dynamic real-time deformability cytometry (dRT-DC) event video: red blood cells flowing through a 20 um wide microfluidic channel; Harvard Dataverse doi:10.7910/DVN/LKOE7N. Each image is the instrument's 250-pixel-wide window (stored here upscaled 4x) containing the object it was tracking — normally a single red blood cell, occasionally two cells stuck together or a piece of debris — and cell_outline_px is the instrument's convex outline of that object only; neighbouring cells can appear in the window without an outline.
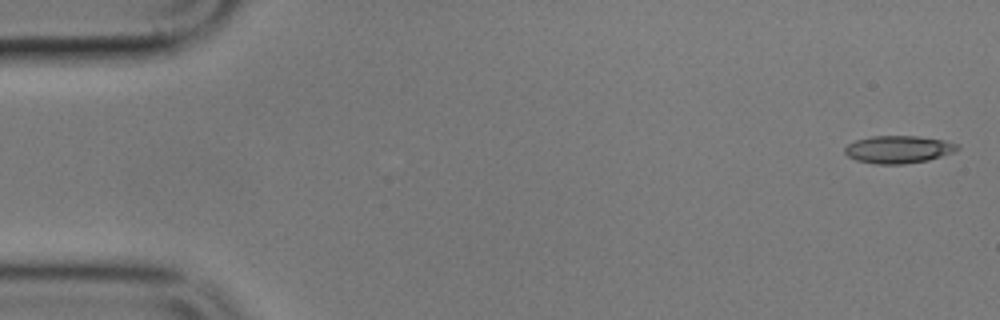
{"species": "common noctule bat (a hibernating species)", "species_latin": "Nyctalus noctula", "temperature_condition": "cold", "stored_images_in_passage": 2, "camera_frame_rate_fps": 3000, "um_per_image_px": 0.085, "animal": {"sex": "male", "body_mass_g": 17.9}, "frame": {"image": 1, "passage_image": 1, "time_ms": 0.0, "image_size_px": [1000, 320], "cell_outline_px": [[960, 148], [952, 152], [928, 160], [904, 164], [876, 164], [856, 160], [848, 156], [844, 152], [844, 148], [848, 144], [856, 140], [872, 136], [920, 136], [944, 140], [960, 144]], "centroid_in_image_um": [76.37, 12.69], "position_along_channel_um": 8.6, "area_um2": 18.09}}